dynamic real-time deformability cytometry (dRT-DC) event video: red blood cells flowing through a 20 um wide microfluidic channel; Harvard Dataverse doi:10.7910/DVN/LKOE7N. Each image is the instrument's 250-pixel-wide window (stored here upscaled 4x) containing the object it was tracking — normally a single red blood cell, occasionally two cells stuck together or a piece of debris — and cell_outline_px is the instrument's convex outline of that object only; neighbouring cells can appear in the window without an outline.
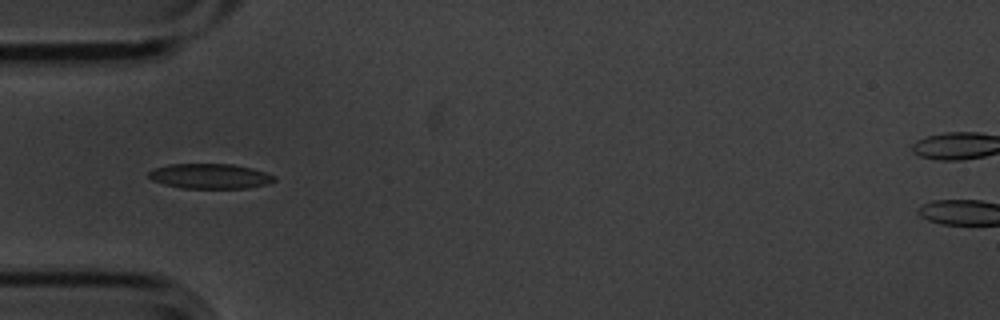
{"species": "common noctule bat (a hibernating species)", "species_latin": "Nyctalus noctula", "temperature_condition": "cold", "stored_images_in_passage": 10, "camera_frame_rate_fps": 3000, "um_per_image_px": 0.085, "animal": {"sex": "male", "body_mass_g": 20.1, "forearm_length_mm": 53.5}, "frame": {"image": 1, "passage_image": 4, "time_ms": 1.0, "image_size_px": [1000, 320], "cell_outline_px": [[276, 180], [268, 184], [248, 188], [180, 188], [164, 184], [152, 180], [148, 176], [148, 172], [152, 168], [168, 164], [232, 164], [252, 168], [276, 176]], "centroid_in_image_um": [17.84, 14.97], "position_along_channel_um": 67.2, "area_um2": 18.44}}
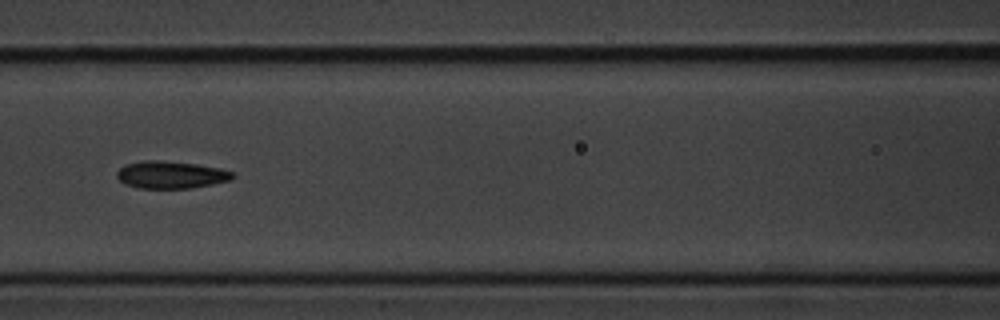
{"frame": {"image": 2, "passage_image": 6, "time_ms": 1.667, "image_size_px": [1000, 320], "cell_outline_px": [[236, 176], [232, 180], [192, 188], [136, 188], [124, 184], [116, 176], [116, 172], [120, 168], [128, 164], [144, 160], [160, 160], [196, 164], [220, 168], [232, 172]], "centroid_in_image_um": [14.53, 14.86], "position_along_channel_um": 152.1, "area_um2": 18.5}}
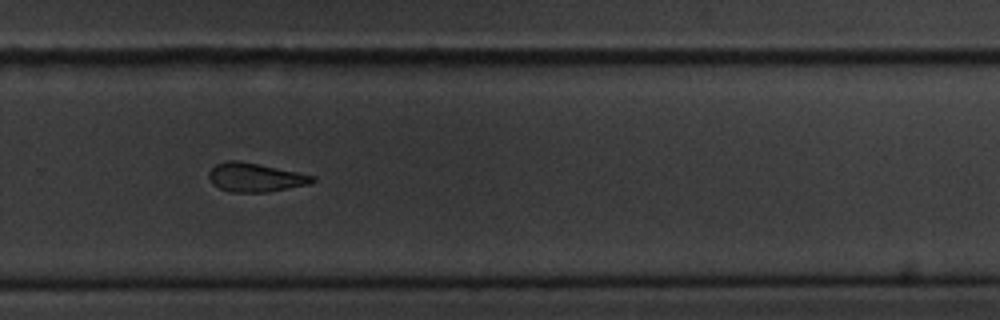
{"frame": {"image": 3, "passage_image": 10, "time_ms": 3.0, "image_size_px": [1000, 320], "cell_outline_px": [[316, 180], [308, 184], [268, 192], [232, 192], [220, 188], [212, 184], [208, 176], [208, 172], [216, 164], [228, 160], [236, 160], [260, 164], [316, 176]], "centroid_in_image_um": [21.68, 15.07], "position_along_channel_um": 308.1, "area_um2": 17.34}}